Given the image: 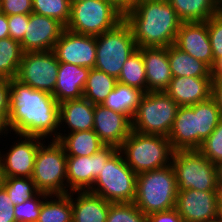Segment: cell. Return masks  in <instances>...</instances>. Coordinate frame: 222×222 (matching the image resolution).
Returning <instances> with one entry per match:
<instances>
[{"mask_svg":"<svg viewBox=\"0 0 222 222\" xmlns=\"http://www.w3.org/2000/svg\"><path fill=\"white\" fill-rule=\"evenodd\" d=\"M211 98L214 100L219 109L222 118V81H212Z\"/></svg>","mask_w":222,"mask_h":222,"instance_id":"45","label":"cell"},{"mask_svg":"<svg viewBox=\"0 0 222 222\" xmlns=\"http://www.w3.org/2000/svg\"><path fill=\"white\" fill-rule=\"evenodd\" d=\"M113 2L119 9H121L123 12L130 9L134 3L135 0H109Z\"/></svg>","mask_w":222,"mask_h":222,"instance_id":"48","label":"cell"},{"mask_svg":"<svg viewBox=\"0 0 222 222\" xmlns=\"http://www.w3.org/2000/svg\"><path fill=\"white\" fill-rule=\"evenodd\" d=\"M7 125L14 135L56 139L59 131V103L51 93L33 89L10 79Z\"/></svg>","mask_w":222,"mask_h":222,"instance_id":"1","label":"cell"},{"mask_svg":"<svg viewBox=\"0 0 222 222\" xmlns=\"http://www.w3.org/2000/svg\"><path fill=\"white\" fill-rule=\"evenodd\" d=\"M219 189V198H222V185H217Z\"/></svg>","mask_w":222,"mask_h":222,"instance_id":"54","label":"cell"},{"mask_svg":"<svg viewBox=\"0 0 222 222\" xmlns=\"http://www.w3.org/2000/svg\"><path fill=\"white\" fill-rule=\"evenodd\" d=\"M10 102V80L0 78V114L7 120Z\"/></svg>","mask_w":222,"mask_h":222,"instance_id":"44","label":"cell"},{"mask_svg":"<svg viewBox=\"0 0 222 222\" xmlns=\"http://www.w3.org/2000/svg\"><path fill=\"white\" fill-rule=\"evenodd\" d=\"M177 195L178 186L171 164L137 174L133 203L144 215L175 208Z\"/></svg>","mask_w":222,"mask_h":222,"instance_id":"3","label":"cell"},{"mask_svg":"<svg viewBox=\"0 0 222 222\" xmlns=\"http://www.w3.org/2000/svg\"><path fill=\"white\" fill-rule=\"evenodd\" d=\"M4 179H5V177H4L2 165H1V162H0V188L3 187Z\"/></svg>","mask_w":222,"mask_h":222,"instance_id":"52","label":"cell"},{"mask_svg":"<svg viewBox=\"0 0 222 222\" xmlns=\"http://www.w3.org/2000/svg\"><path fill=\"white\" fill-rule=\"evenodd\" d=\"M106 222H147V218L133 202L110 203Z\"/></svg>","mask_w":222,"mask_h":222,"instance_id":"36","label":"cell"},{"mask_svg":"<svg viewBox=\"0 0 222 222\" xmlns=\"http://www.w3.org/2000/svg\"><path fill=\"white\" fill-rule=\"evenodd\" d=\"M137 49L132 31L123 20L115 28L96 36L94 68L118 79L124 63Z\"/></svg>","mask_w":222,"mask_h":222,"instance_id":"9","label":"cell"},{"mask_svg":"<svg viewBox=\"0 0 222 222\" xmlns=\"http://www.w3.org/2000/svg\"><path fill=\"white\" fill-rule=\"evenodd\" d=\"M80 1H85V0H70L71 3H73V2H80Z\"/></svg>","mask_w":222,"mask_h":222,"instance_id":"55","label":"cell"},{"mask_svg":"<svg viewBox=\"0 0 222 222\" xmlns=\"http://www.w3.org/2000/svg\"><path fill=\"white\" fill-rule=\"evenodd\" d=\"M59 63L94 68L96 62V37L77 34L65 29L52 50Z\"/></svg>","mask_w":222,"mask_h":222,"instance_id":"13","label":"cell"},{"mask_svg":"<svg viewBox=\"0 0 222 222\" xmlns=\"http://www.w3.org/2000/svg\"><path fill=\"white\" fill-rule=\"evenodd\" d=\"M9 37L7 15L0 11V39Z\"/></svg>","mask_w":222,"mask_h":222,"instance_id":"47","label":"cell"},{"mask_svg":"<svg viewBox=\"0 0 222 222\" xmlns=\"http://www.w3.org/2000/svg\"><path fill=\"white\" fill-rule=\"evenodd\" d=\"M33 13L61 22L65 27L71 16L70 0H32Z\"/></svg>","mask_w":222,"mask_h":222,"instance_id":"34","label":"cell"},{"mask_svg":"<svg viewBox=\"0 0 222 222\" xmlns=\"http://www.w3.org/2000/svg\"><path fill=\"white\" fill-rule=\"evenodd\" d=\"M217 219L222 222V198L218 199V217Z\"/></svg>","mask_w":222,"mask_h":222,"instance_id":"51","label":"cell"},{"mask_svg":"<svg viewBox=\"0 0 222 222\" xmlns=\"http://www.w3.org/2000/svg\"><path fill=\"white\" fill-rule=\"evenodd\" d=\"M0 11L4 14H31L32 0H0Z\"/></svg>","mask_w":222,"mask_h":222,"instance_id":"41","label":"cell"},{"mask_svg":"<svg viewBox=\"0 0 222 222\" xmlns=\"http://www.w3.org/2000/svg\"><path fill=\"white\" fill-rule=\"evenodd\" d=\"M168 139L174 151L198 150V123L195 104L179 107Z\"/></svg>","mask_w":222,"mask_h":222,"instance_id":"20","label":"cell"},{"mask_svg":"<svg viewBox=\"0 0 222 222\" xmlns=\"http://www.w3.org/2000/svg\"><path fill=\"white\" fill-rule=\"evenodd\" d=\"M93 130L105 145L119 148L132 132V119L103 105H95Z\"/></svg>","mask_w":222,"mask_h":222,"instance_id":"17","label":"cell"},{"mask_svg":"<svg viewBox=\"0 0 222 222\" xmlns=\"http://www.w3.org/2000/svg\"><path fill=\"white\" fill-rule=\"evenodd\" d=\"M9 131L7 120L0 114V138H2V135L7 136L10 133Z\"/></svg>","mask_w":222,"mask_h":222,"instance_id":"49","label":"cell"},{"mask_svg":"<svg viewBox=\"0 0 222 222\" xmlns=\"http://www.w3.org/2000/svg\"><path fill=\"white\" fill-rule=\"evenodd\" d=\"M16 136H19V141H15L7 150L8 152L2 154L0 149V162L4 177L32 178L35 157L40 144L45 139L20 134Z\"/></svg>","mask_w":222,"mask_h":222,"instance_id":"14","label":"cell"},{"mask_svg":"<svg viewBox=\"0 0 222 222\" xmlns=\"http://www.w3.org/2000/svg\"><path fill=\"white\" fill-rule=\"evenodd\" d=\"M40 144L32 173V180L39 192L48 195L67 194V155L62 144L50 139Z\"/></svg>","mask_w":222,"mask_h":222,"instance_id":"5","label":"cell"},{"mask_svg":"<svg viewBox=\"0 0 222 222\" xmlns=\"http://www.w3.org/2000/svg\"><path fill=\"white\" fill-rule=\"evenodd\" d=\"M174 45L195 59L203 61L210 68L213 66V53L207 29V21L182 22Z\"/></svg>","mask_w":222,"mask_h":222,"instance_id":"18","label":"cell"},{"mask_svg":"<svg viewBox=\"0 0 222 222\" xmlns=\"http://www.w3.org/2000/svg\"><path fill=\"white\" fill-rule=\"evenodd\" d=\"M182 22H205L218 12L215 0H167Z\"/></svg>","mask_w":222,"mask_h":222,"instance_id":"28","label":"cell"},{"mask_svg":"<svg viewBox=\"0 0 222 222\" xmlns=\"http://www.w3.org/2000/svg\"><path fill=\"white\" fill-rule=\"evenodd\" d=\"M168 60L174 77L212 78L211 68L199 59H195L174 44L167 47Z\"/></svg>","mask_w":222,"mask_h":222,"instance_id":"25","label":"cell"},{"mask_svg":"<svg viewBox=\"0 0 222 222\" xmlns=\"http://www.w3.org/2000/svg\"><path fill=\"white\" fill-rule=\"evenodd\" d=\"M195 114H197L199 149L202 142L215 130L221 116L211 97L195 104Z\"/></svg>","mask_w":222,"mask_h":222,"instance_id":"33","label":"cell"},{"mask_svg":"<svg viewBox=\"0 0 222 222\" xmlns=\"http://www.w3.org/2000/svg\"><path fill=\"white\" fill-rule=\"evenodd\" d=\"M117 82L147 92L146 71L142 52L137 49L124 63Z\"/></svg>","mask_w":222,"mask_h":222,"instance_id":"32","label":"cell"},{"mask_svg":"<svg viewBox=\"0 0 222 222\" xmlns=\"http://www.w3.org/2000/svg\"><path fill=\"white\" fill-rule=\"evenodd\" d=\"M109 206L110 202L89 191H73L72 222H106Z\"/></svg>","mask_w":222,"mask_h":222,"instance_id":"24","label":"cell"},{"mask_svg":"<svg viewBox=\"0 0 222 222\" xmlns=\"http://www.w3.org/2000/svg\"><path fill=\"white\" fill-rule=\"evenodd\" d=\"M3 188L14 206L30 200L39 193L32 178L27 177H6Z\"/></svg>","mask_w":222,"mask_h":222,"instance_id":"35","label":"cell"},{"mask_svg":"<svg viewBox=\"0 0 222 222\" xmlns=\"http://www.w3.org/2000/svg\"><path fill=\"white\" fill-rule=\"evenodd\" d=\"M210 222H220L218 219L214 220V221H210Z\"/></svg>","mask_w":222,"mask_h":222,"instance_id":"56","label":"cell"},{"mask_svg":"<svg viewBox=\"0 0 222 222\" xmlns=\"http://www.w3.org/2000/svg\"><path fill=\"white\" fill-rule=\"evenodd\" d=\"M138 49L143 56L147 92L165 91L172 80L167 47H142Z\"/></svg>","mask_w":222,"mask_h":222,"instance_id":"19","label":"cell"},{"mask_svg":"<svg viewBox=\"0 0 222 222\" xmlns=\"http://www.w3.org/2000/svg\"><path fill=\"white\" fill-rule=\"evenodd\" d=\"M118 150L105 145L91 156H67V194L73 191H89L107 160Z\"/></svg>","mask_w":222,"mask_h":222,"instance_id":"12","label":"cell"},{"mask_svg":"<svg viewBox=\"0 0 222 222\" xmlns=\"http://www.w3.org/2000/svg\"><path fill=\"white\" fill-rule=\"evenodd\" d=\"M216 175H217V185H222V161L215 164Z\"/></svg>","mask_w":222,"mask_h":222,"instance_id":"50","label":"cell"},{"mask_svg":"<svg viewBox=\"0 0 222 222\" xmlns=\"http://www.w3.org/2000/svg\"><path fill=\"white\" fill-rule=\"evenodd\" d=\"M143 94L144 92L138 88L117 82L114 90L110 92L102 105L132 119Z\"/></svg>","mask_w":222,"mask_h":222,"instance_id":"27","label":"cell"},{"mask_svg":"<svg viewBox=\"0 0 222 222\" xmlns=\"http://www.w3.org/2000/svg\"><path fill=\"white\" fill-rule=\"evenodd\" d=\"M65 29L61 22L32 12L29 14L26 33L20 41L22 51L24 53L52 51Z\"/></svg>","mask_w":222,"mask_h":222,"instance_id":"16","label":"cell"},{"mask_svg":"<svg viewBox=\"0 0 222 222\" xmlns=\"http://www.w3.org/2000/svg\"><path fill=\"white\" fill-rule=\"evenodd\" d=\"M137 174L117 150L104 164L89 192L110 203H130L136 195Z\"/></svg>","mask_w":222,"mask_h":222,"instance_id":"7","label":"cell"},{"mask_svg":"<svg viewBox=\"0 0 222 222\" xmlns=\"http://www.w3.org/2000/svg\"><path fill=\"white\" fill-rule=\"evenodd\" d=\"M9 24V37L21 41L28 28L29 14H15L7 16Z\"/></svg>","mask_w":222,"mask_h":222,"instance_id":"40","label":"cell"},{"mask_svg":"<svg viewBox=\"0 0 222 222\" xmlns=\"http://www.w3.org/2000/svg\"><path fill=\"white\" fill-rule=\"evenodd\" d=\"M212 81H222V57L217 59L211 67Z\"/></svg>","mask_w":222,"mask_h":222,"instance_id":"46","label":"cell"},{"mask_svg":"<svg viewBox=\"0 0 222 222\" xmlns=\"http://www.w3.org/2000/svg\"><path fill=\"white\" fill-rule=\"evenodd\" d=\"M212 78L174 77L164 91L179 106H192L211 97Z\"/></svg>","mask_w":222,"mask_h":222,"instance_id":"21","label":"cell"},{"mask_svg":"<svg viewBox=\"0 0 222 222\" xmlns=\"http://www.w3.org/2000/svg\"><path fill=\"white\" fill-rule=\"evenodd\" d=\"M219 191H178L176 209L184 222H210L218 217Z\"/></svg>","mask_w":222,"mask_h":222,"instance_id":"15","label":"cell"},{"mask_svg":"<svg viewBox=\"0 0 222 222\" xmlns=\"http://www.w3.org/2000/svg\"><path fill=\"white\" fill-rule=\"evenodd\" d=\"M218 12H222V0H215Z\"/></svg>","mask_w":222,"mask_h":222,"instance_id":"53","label":"cell"},{"mask_svg":"<svg viewBox=\"0 0 222 222\" xmlns=\"http://www.w3.org/2000/svg\"><path fill=\"white\" fill-rule=\"evenodd\" d=\"M207 29L211 42L213 61L222 57V12L207 20Z\"/></svg>","mask_w":222,"mask_h":222,"instance_id":"39","label":"cell"},{"mask_svg":"<svg viewBox=\"0 0 222 222\" xmlns=\"http://www.w3.org/2000/svg\"><path fill=\"white\" fill-rule=\"evenodd\" d=\"M37 222H72V192L48 195L41 204Z\"/></svg>","mask_w":222,"mask_h":222,"instance_id":"29","label":"cell"},{"mask_svg":"<svg viewBox=\"0 0 222 222\" xmlns=\"http://www.w3.org/2000/svg\"><path fill=\"white\" fill-rule=\"evenodd\" d=\"M124 20V12L109 0H85L71 3L66 29L88 36H99Z\"/></svg>","mask_w":222,"mask_h":222,"instance_id":"6","label":"cell"},{"mask_svg":"<svg viewBox=\"0 0 222 222\" xmlns=\"http://www.w3.org/2000/svg\"><path fill=\"white\" fill-rule=\"evenodd\" d=\"M59 62L53 51L23 53L16 80L36 90L53 93Z\"/></svg>","mask_w":222,"mask_h":222,"instance_id":"11","label":"cell"},{"mask_svg":"<svg viewBox=\"0 0 222 222\" xmlns=\"http://www.w3.org/2000/svg\"><path fill=\"white\" fill-rule=\"evenodd\" d=\"M198 150L214 164L222 161V118Z\"/></svg>","mask_w":222,"mask_h":222,"instance_id":"38","label":"cell"},{"mask_svg":"<svg viewBox=\"0 0 222 222\" xmlns=\"http://www.w3.org/2000/svg\"><path fill=\"white\" fill-rule=\"evenodd\" d=\"M23 53L19 41L11 37L0 39V78H16Z\"/></svg>","mask_w":222,"mask_h":222,"instance_id":"31","label":"cell"},{"mask_svg":"<svg viewBox=\"0 0 222 222\" xmlns=\"http://www.w3.org/2000/svg\"><path fill=\"white\" fill-rule=\"evenodd\" d=\"M89 71L90 68L59 63L58 78L52 93L59 104L67 100L83 98V89Z\"/></svg>","mask_w":222,"mask_h":222,"instance_id":"23","label":"cell"},{"mask_svg":"<svg viewBox=\"0 0 222 222\" xmlns=\"http://www.w3.org/2000/svg\"><path fill=\"white\" fill-rule=\"evenodd\" d=\"M116 84L117 79L115 77L92 68L83 89V97L94 105H102Z\"/></svg>","mask_w":222,"mask_h":222,"instance_id":"30","label":"cell"},{"mask_svg":"<svg viewBox=\"0 0 222 222\" xmlns=\"http://www.w3.org/2000/svg\"><path fill=\"white\" fill-rule=\"evenodd\" d=\"M58 134V140L65 149L67 156H91L98 152L105 144L93 129L72 133Z\"/></svg>","mask_w":222,"mask_h":222,"instance_id":"26","label":"cell"},{"mask_svg":"<svg viewBox=\"0 0 222 222\" xmlns=\"http://www.w3.org/2000/svg\"><path fill=\"white\" fill-rule=\"evenodd\" d=\"M137 48L174 44L182 21L167 0H135L124 12Z\"/></svg>","mask_w":222,"mask_h":222,"instance_id":"2","label":"cell"},{"mask_svg":"<svg viewBox=\"0 0 222 222\" xmlns=\"http://www.w3.org/2000/svg\"><path fill=\"white\" fill-rule=\"evenodd\" d=\"M118 150L136 174L170 165L174 153L168 137L133 130Z\"/></svg>","mask_w":222,"mask_h":222,"instance_id":"4","label":"cell"},{"mask_svg":"<svg viewBox=\"0 0 222 222\" xmlns=\"http://www.w3.org/2000/svg\"><path fill=\"white\" fill-rule=\"evenodd\" d=\"M94 109L95 105L84 97L60 103L58 134H61L65 127L69 128L68 133L93 129Z\"/></svg>","mask_w":222,"mask_h":222,"instance_id":"22","label":"cell"},{"mask_svg":"<svg viewBox=\"0 0 222 222\" xmlns=\"http://www.w3.org/2000/svg\"><path fill=\"white\" fill-rule=\"evenodd\" d=\"M179 107L164 91L146 92L132 118V130L168 137Z\"/></svg>","mask_w":222,"mask_h":222,"instance_id":"8","label":"cell"},{"mask_svg":"<svg viewBox=\"0 0 222 222\" xmlns=\"http://www.w3.org/2000/svg\"><path fill=\"white\" fill-rule=\"evenodd\" d=\"M48 194L39 192L30 200L14 206L16 222H37L41 211V204Z\"/></svg>","mask_w":222,"mask_h":222,"instance_id":"37","label":"cell"},{"mask_svg":"<svg viewBox=\"0 0 222 222\" xmlns=\"http://www.w3.org/2000/svg\"><path fill=\"white\" fill-rule=\"evenodd\" d=\"M147 222H184L176 208L154 212L146 216Z\"/></svg>","mask_w":222,"mask_h":222,"instance_id":"43","label":"cell"},{"mask_svg":"<svg viewBox=\"0 0 222 222\" xmlns=\"http://www.w3.org/2000/svg\"><path fill=\"white\" fill-rule=\"evenodd\" d=\"M0 222H16L14 205L3 187L0 188Z\"/></svg>","mask_w":222,"mask_h":222,"instance_id":"42","label":"cell"},{"mask_svg":"<svg viewBox=\"0 0 222 222\" xmlns=\"http://www.w3.org/2000/svg\"><path fill=\"white\" fill-rule=\"evenodd\" d=\"M171 166L178 191H219L215 164L199 150L174 151Z\"/></svg>","mask_w":222,"mask_h":222,"instance_id":"10","label":"cell"}]
</instances>
